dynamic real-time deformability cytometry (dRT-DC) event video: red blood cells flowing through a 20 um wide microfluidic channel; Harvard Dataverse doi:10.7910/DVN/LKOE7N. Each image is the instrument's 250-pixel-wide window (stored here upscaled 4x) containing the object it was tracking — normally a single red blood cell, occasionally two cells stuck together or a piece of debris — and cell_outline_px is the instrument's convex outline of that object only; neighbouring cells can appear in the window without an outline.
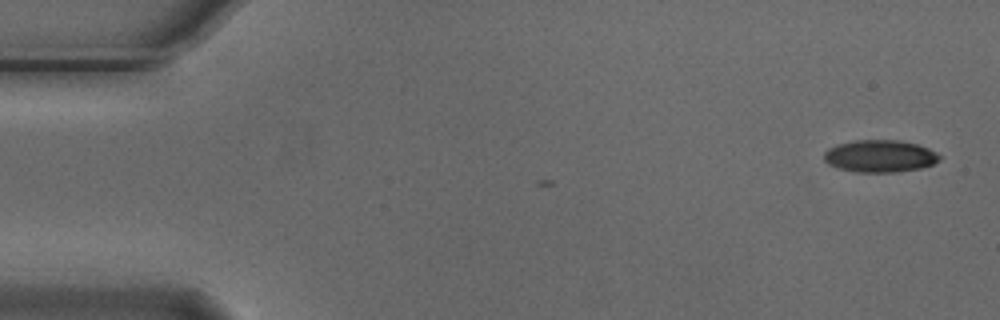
{"species": "Egyptian fruit bat (a non-hibernating species)", "species_latin": "Rousettus aegyptiacus", "temperature_condition": "cold", "stored_images_in_passage": 2, "camera_frame_rate_fps": 3000, "um_per_image_px": 0.085, "animal": {"sex": "male"}, "frame": {"image": 1, "passage_image": 1, "time_ms": 0.0, "image_size_px": [1000, 320], "cell_outline_px": [[940, 160], [932, 164], [920, 168], [896, 172], [856, 172], [836, 168], [828, 164], [824, 160], [824, 152], [828, 148], [836, 144], [856, 140], [896, 140], [916, 144], [928, 148], [936, 152], [940, 156]], "centroid_in_image_um": [74.75, 13.27], "position_along_channel_um": 10.2, "area_um2": 21.73}}